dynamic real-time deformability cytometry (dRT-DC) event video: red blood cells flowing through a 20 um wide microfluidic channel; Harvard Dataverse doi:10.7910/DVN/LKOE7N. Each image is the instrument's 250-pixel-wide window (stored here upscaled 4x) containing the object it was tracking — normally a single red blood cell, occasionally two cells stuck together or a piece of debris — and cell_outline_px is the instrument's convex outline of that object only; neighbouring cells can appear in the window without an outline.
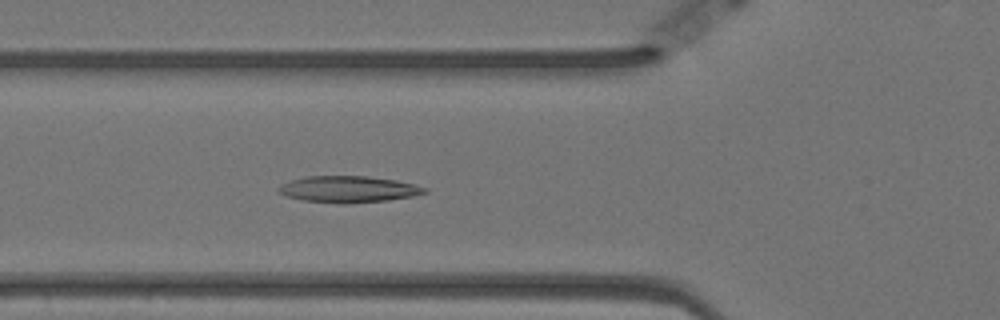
{"species": "Egyptian fruit bat (a non-hibernating species)", "species_latin": "Rousettus aegyptiacus", "temperature_condition": "warm", "stored_images_in_passage": 44, "camera_frame_rate_fps": 3000, "um_per_image_px": 0.085, "animal": {"sex": "female"}, "frame": {"image": 1, "passage_image": 7, "time_ms": 2.0, "image_size_px": [1000, 320], "cell_outline_px": [[428, 192], [412, 196], [388, 200], [344, 204], [336, 204], [300, 200], [288, 196], [280, 192], [276, 188], [280, 184], [292, 180], [308, 176], [368, 176], [396, 180], [416, 184], [428, 188]], "centroid_in_image_um": [29.63, 16.09], "position_along_channel_um": 96.2, "area_um2": 22.72}}
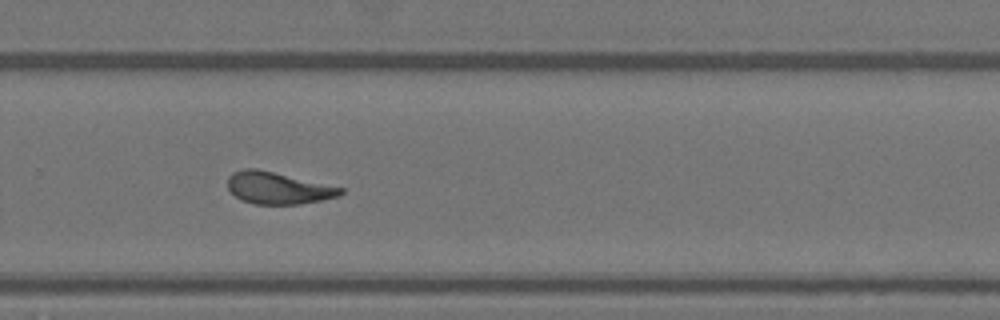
{"frame": {"image": 2, "passage_image": 25, "time_ms": 8.0, "image_size_px": [1000, 320], "cell_outline_px": [[344, 192], [340, 196], [300, 204], [256, 204], [240, 200], [228, 188], [228, 176], [232, 172], [244, 168], [256, 168], [344, 188]], "centroid_in_image_um": [23.61, 15.98], "position_along_channel_um": 306.2, "area_um2": 20.92}}
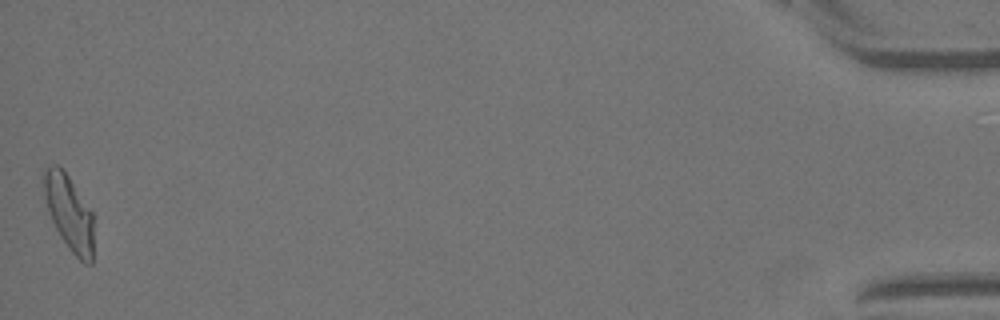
{"frame": {"image": 3, "passage_image": 44, "time_ms": 14.333, "image_size_px": [1000, 320], "cell_outline_px": [[92, 264], [84, 264], [68, 248], [60, 236], [48, 212], [44, 196], [44, 168], [52, 164], [56, 164], [64, 168], [92, 212]], "centroid_in_image_um": [5.86, 18.04], "position_along_channel_um": 429.3, "area_um2": 21.79}, "authors_computed_cell_mechanics": {"area_um2": 21.3571, "velocity_mm_per_s": 3.504, "shape_relaxation_time_tau1_ms": 5.0882, "shape_relaxation_time_tau2_ms": 2.1583, "deformation_change_tau1": 0.1891, "deformation_change_tau2": 0.0902}}